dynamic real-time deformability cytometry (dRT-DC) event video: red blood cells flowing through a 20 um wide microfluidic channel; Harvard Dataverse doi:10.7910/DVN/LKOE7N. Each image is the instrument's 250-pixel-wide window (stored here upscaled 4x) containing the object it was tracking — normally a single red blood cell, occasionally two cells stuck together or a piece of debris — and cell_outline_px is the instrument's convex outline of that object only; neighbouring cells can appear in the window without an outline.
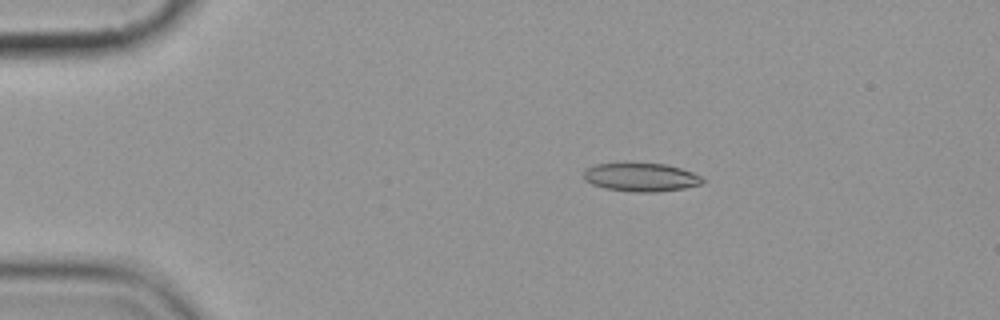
{"species": "common noctule bat (a hibernating species)", "species_latin": "Nyctalus noctula", "temperature_condition": "cold", "stored_images_in_passage": 4, "camera_frame_rate_fps": 3000, "um_per_image_px": 0.085, "animal": {"sex": "female", "body_mass_g": 19.9}, "frame": {"image": 1, "passage_image": 3, "time_ms": 2.333, "image_size_px": [1000, 320], "cell_outline_px": [[704, 180], [700, 184], [684, 188], [656, 192], [636, 192], [604, 188], [592, 184], [584, 180], [584, 172], [588, 168], [596, 164], [624, 160], [628, 160], [664, 164], [680, 168], [692, 172], [700, 176]], "centroid_in_image_um": [54.42, 15.01], "position_along_channel_um": 30.6, "area_um2": 20.35}}